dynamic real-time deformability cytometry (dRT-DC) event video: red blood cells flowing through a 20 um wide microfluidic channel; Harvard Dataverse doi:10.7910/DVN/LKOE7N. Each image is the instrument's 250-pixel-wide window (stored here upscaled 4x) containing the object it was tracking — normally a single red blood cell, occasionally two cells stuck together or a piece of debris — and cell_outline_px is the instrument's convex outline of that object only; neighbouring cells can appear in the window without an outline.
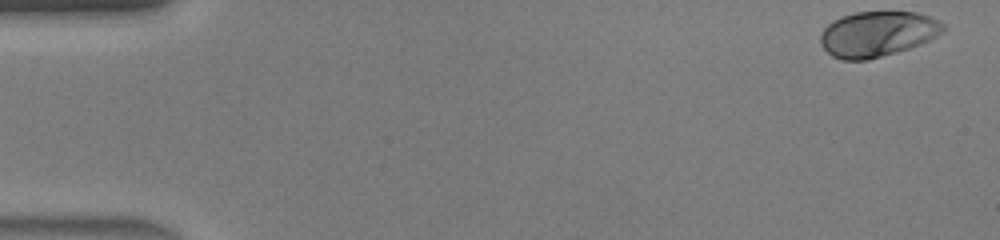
{"species": "human", "species_latin": "Homo sapiens", "temperature_condition": "warm", "stored_images_in_passage": 46, "camera_frame_rate_fps": 3000, "um_per_image_px": 0.085, "donor": {"sex": "male"}, "frame": {"image": 1, "passage_image": 1, "time_ms": 0.0, "image_size_px": [1000, 240], "cell_outline_px": [[948, 28], [944, 32], [920, 44], [896, 52], [868, 60], [840, 60], [832, 56], [820, 44], [820, 36], [824, 28], [832, 20], [840, 16], [856, 12], [916, 12], [940, 20], [948, 24]], "centroid_in_image_um": [74.6, 2.88], "position_along_channel_um": 10.4, "area_um2": 32.71}}
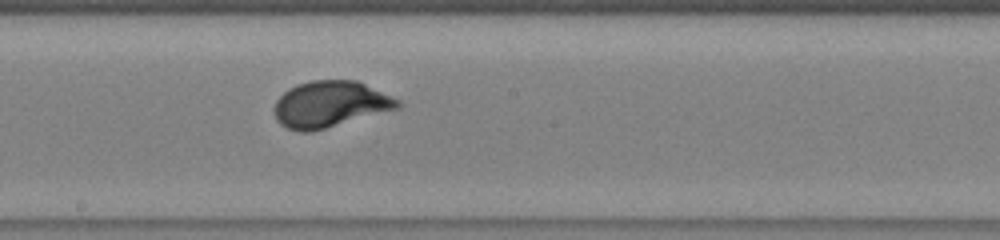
{"frame": {"image": 2, "passage_image": 25, "time_ms": 8.0, "image_size_px": [1000, 240], "cell_outline_px": [[400, 108], [312, 132], [300, 132], [288, 128], [280, 124], [276, 120], [272, 112], [272, 108], [276, 100], [288, 88], [296, 84], [312, 80], [356, 80], [400, 100]], "centroid_in_image_um": [28.01, 8.87], "position_along_channel_um": 220.2, "area_um2": 33.52}}
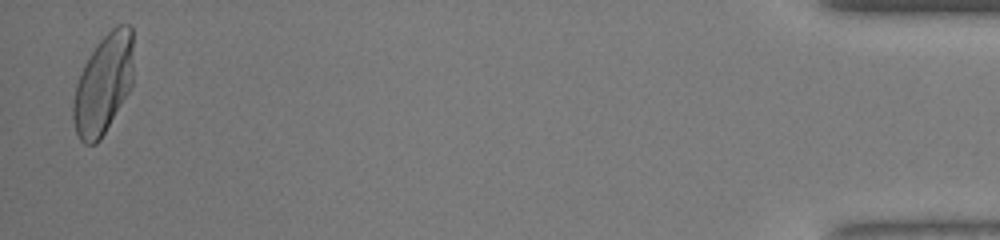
{"frame": {"image": 3, "passage_image": 45, "time_ms": 14.667, "image_size_px": [1000, 240], "cell_outline_px": [[132, 84], [128, 92], [100, 140], [96, 144], [84, 144], [80, 140], [76, 132], [72, 120], [72, 104], [76, 84], [80, 72], [84, 64], [96, 44], [116, 24], [128, 24], [132, 28]], "centroid_in_image_um": [8.76, 7.16], "position_along_channel_um": 426.4, "area_um2": 34.91}, "authors_computed_cell_mechanics": {"area_um2": 32.7148, "velocity_mm_per_s": 4.4491, "shape_relaxation_time_tau1_ms": 2.4827, "shape_relaxation_time_tau2_ms": null, "deformation_change_tau1": 0.164, "deformation_change_tau2": null}}